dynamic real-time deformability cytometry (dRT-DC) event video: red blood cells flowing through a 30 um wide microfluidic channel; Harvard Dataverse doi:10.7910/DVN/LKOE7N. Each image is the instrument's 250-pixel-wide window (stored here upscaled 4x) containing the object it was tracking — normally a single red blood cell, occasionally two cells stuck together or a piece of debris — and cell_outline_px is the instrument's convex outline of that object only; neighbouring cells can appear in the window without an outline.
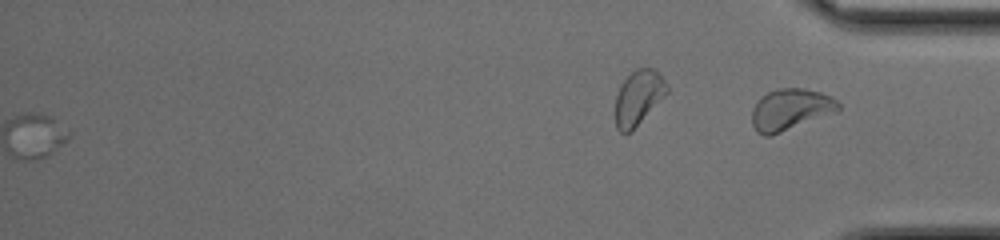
{"species": "common noctule bat (a hibernating species)", "species_latin": "Nyctalus noctula", "temperature_condition": "cold", "stored_images_in_passage": 49, "segment_of_instrument_passage": [2, 2], "camera_frame_rate_fps": 3000, "um_per_image_px": 0.085, "animal": {"sex": "female", "body_mass_g": 17.0, "forearm_length_mm": 48.0}, "frame": {"image": 1, "passage_image": 49, "time_ms": 16.0, "image_size_px": [1000, 240], "cell_outline_px": [[840, 108], [772, 136], [764, 136], [756, 132], [752, 124], [752, 108], [756, 100], [760, 96], [776, 88], [804, 88], [820, 92], [832, 96], [840, 104]], "centroid_in_image_um": [67.1, 9.29], "position_along_channel_um": 368.1, "area_um2": 20.63}}